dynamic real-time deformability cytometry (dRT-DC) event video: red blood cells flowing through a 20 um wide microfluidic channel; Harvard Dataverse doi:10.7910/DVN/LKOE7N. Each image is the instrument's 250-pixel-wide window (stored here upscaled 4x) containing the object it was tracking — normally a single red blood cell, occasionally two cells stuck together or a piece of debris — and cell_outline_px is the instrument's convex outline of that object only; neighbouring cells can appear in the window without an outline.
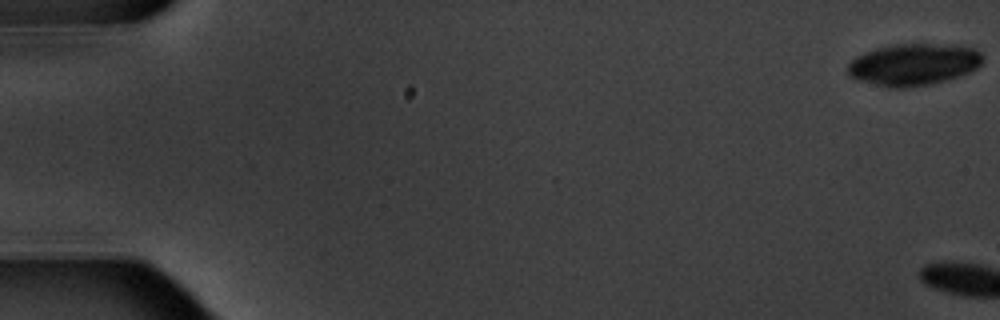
{"species": "common noctule bat (a hibernating species)", "species_latin": "Nyctalus noctula", "temperature_condition": "warm", "stored_images_in_passage": 7, "camera_frame_rate_fps": 3000, "um_per_image_px": 0.085, "animal": {"sex": "male", "body_mass_g": 20.1, "forearm_length_mm": 53.5}, "frame": {"image": 1, "passage_image": 1, "time_ms": 0.0, "image_size_px": [1000, 320], "cell_outline_px": [[984, 60], [976, 68], [960, 76], [932, 84], [908, 88], [884, 88], [856, 80], [848, 76], [848, 64], [856, 56], [876, 48], [896, 44], [956, 44], [976, 48], [984, 56]], "centroid_in_image_um": [77.66, 5.49], "position_along_channel_um": 7.3, "area_um2": 33.52}}
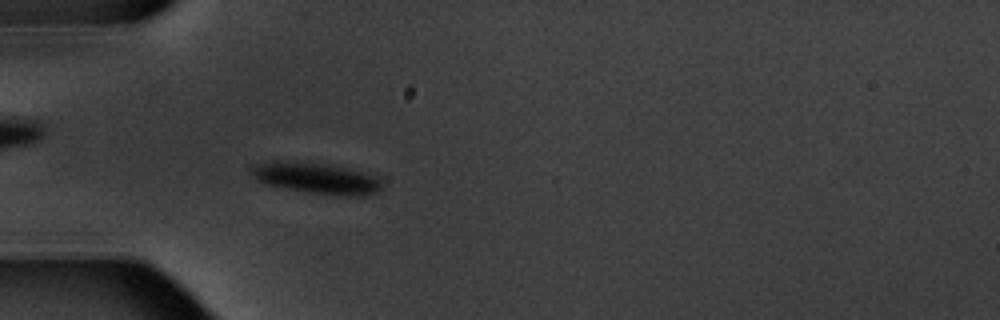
{"frame": {"image": 2, "passage_image": 7, "time_ms": 7.0, "image_size_px": [1000, 320], "cell_outline_px": [[384, 188], [380, 192], [368, 196], [348, 196], [308, 192], [264, 184], [256, 180], [252, 172], [260, 164], [272, 160], [288, 160], [328, 164], [376, 176], [380, 180]], "centroid_in_image_um": [26.96, 15.16], "position_along_channel_um": 58.0, "area_um2": 23.58}}